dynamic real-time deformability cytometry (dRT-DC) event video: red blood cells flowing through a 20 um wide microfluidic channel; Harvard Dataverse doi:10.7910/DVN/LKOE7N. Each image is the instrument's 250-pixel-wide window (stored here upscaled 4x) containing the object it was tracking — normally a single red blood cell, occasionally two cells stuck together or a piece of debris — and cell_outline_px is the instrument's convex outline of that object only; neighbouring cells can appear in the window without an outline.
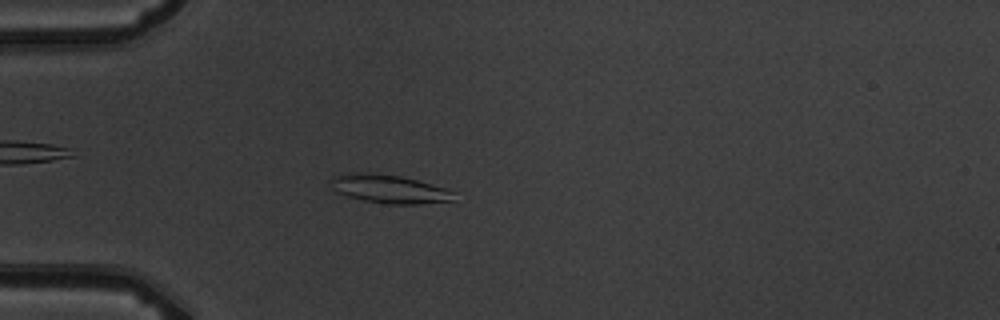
{"species": "common noctule bat (a hibernating species)", "species_latin": "Nyctalus noctula", "temperature_condition": "warm", "stored_images_in_passage": 6, "camera_frame_rate_fps": 3000, "um_per_image_px": 0.085, "animal": {"sex": "male", "body_mass_g": 19.5, "forearm_length_mm": 54.6}, "frame": {"image": 1, "passage_image": 6, "time_ms": 5.667, "image_size_px": [1000, 320], "cell_outline_px": [[456, 192], [452, 200], [420, 204], [388, 204], [364, 200], [348, 196], [336, 192], [332, 188], [332, 176], [340, 172], [372, 172], [400, 176], [416, 180], [444, 188]], "centroid_in_image_um": [33.02, 16.04], "position_along_channel_um": 52.0, "area_um2": 20.46}}